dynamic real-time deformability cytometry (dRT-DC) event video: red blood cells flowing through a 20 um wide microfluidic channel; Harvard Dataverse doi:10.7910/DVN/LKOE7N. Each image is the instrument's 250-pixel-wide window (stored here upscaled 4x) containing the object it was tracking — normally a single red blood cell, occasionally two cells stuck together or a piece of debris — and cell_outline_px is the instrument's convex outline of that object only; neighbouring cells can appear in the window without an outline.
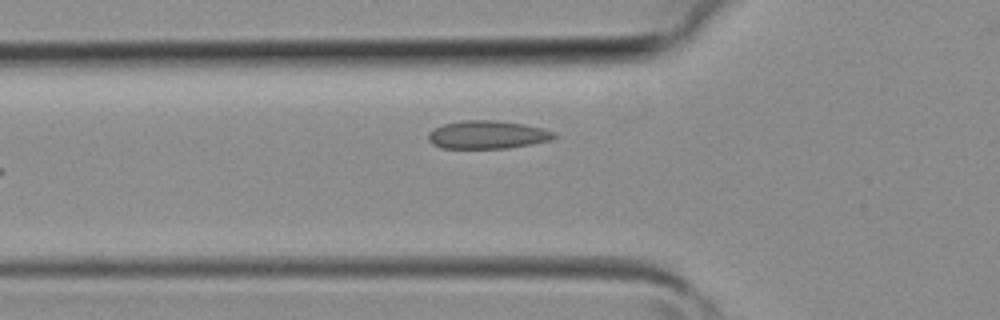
{"species": "common noctule bat (a hibernating species)", "species_latin": "Nyctalus noctula", "temperature_condition": "room temperature", "stored_images_in_passage": 3, "camera_frame_rate_fps": 3000, "um_per_image_px": 0.085, "animal": {"sex": "female", "body_mass_g": 19.3, "forearm_length_mm": 54.1}, "frame": {"image": 1, "passage_image": 3, "time_ms": 0.667, "image_size_px": [1000, 320], "cell_outline_px": [[556, 136], [552, 140], [532, 144], [508, 148], [444, 148], [432, 144], [428, 140], [428, 132], [444, 124], [460, 120], [496, 120], [524, 124], [544, 128], [556, 132]], "centroid_in_image_um": [41.46, 11.45], "position_along_channel_um": 84.3, "area_um2": 20.75}}